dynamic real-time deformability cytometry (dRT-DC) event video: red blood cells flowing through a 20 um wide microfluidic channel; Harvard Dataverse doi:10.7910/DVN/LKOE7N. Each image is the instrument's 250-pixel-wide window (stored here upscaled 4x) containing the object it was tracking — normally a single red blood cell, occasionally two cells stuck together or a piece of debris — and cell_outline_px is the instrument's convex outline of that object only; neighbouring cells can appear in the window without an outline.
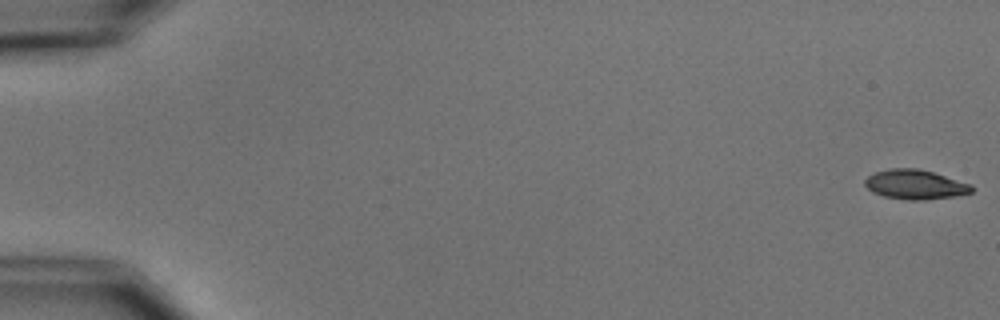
{"species": "common noctule bat (a hibernating species)", "species_latin": "Nyctalus noctula", "temperature_condition": "cold", "stored_images_in_passage": 6, "camera_frame_rate_fps": 3000, "um_per_image_px": 0.085, "animal": {"sex": "male", "body_mass_g": 15.6}, "frame": {"image": 1, "passage_image": 1, "time_ms": 0.0, "image_size_px": [1000, 320], "cell_outline_px": [[976, 188], [972, 192], [956, 196], [924, 200], [908, 200], [884, 196], [872, 192], [864, 184], [864, 180], [868, 176], [876, 172], [888, 168], [916, 168], [932, 172], [972, 184]], "centroid_in_image_um": [77.81, 15.69], "position_along_channel_um": 7.2, "area_um2": 18.44}}
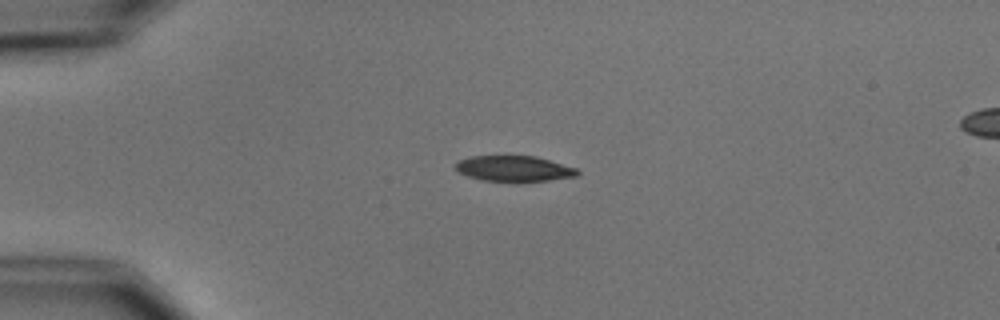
{"frame": {"image": 2, "passage_image": 4, "time_ms": 4.333, "image_size_px": [1000, 320], "cell_outline_px": [[580, 172], [576, 176], [520, 184], [484, 180], [468, 176], [452, 168], [460, 160], [472, 156], [536, 156], [576, 168]], "centroid_in_image_um": [43.69, 14.36], "position_along_channel_um": 41.3, "area_um2": 18.61}}